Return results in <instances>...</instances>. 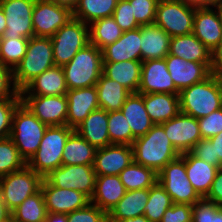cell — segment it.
<instances>
[{"instance_id":"obj_1","label":"cell","mask_w":222,"mask_h":222,"mask_svg":"<svg viewBox=\"0 0 222 222\" xmlns=\"http://www.w3.org/2000/svg\"><path fill=\"white\" fill-rule=\"evenodd\" d=\"M132 148L134 162L156 173L180 156L161 124H154L144 136L136 138Z\"/></svg>"},{"instance_id":"obj_2","label":"cell","mask_w":222,"mask_h":222,"mask_svg":"<svg viewBox=\"0 0 222 222\" xmlns=\"http://www.w3.org/2000/svg\"><path fill=\"white\" fill-rule=\"evenodd\" d=\"M180 112L196 119L222 107V77L211 74L204 81L179 92Z\"/></svg>"},{"instance_id":"obj_3","label":"cell","mask_w":222,"mask_h":222,"mask_svg":"<svg viewBox=\"0 0 222 222\" xmlns=\"http://www.w3.org/2000/svg\"><path fill=\"white\" fill-rule=\"evenodd\" d=\"M54 66L51 38L33 36L28 41L26 54L13 71L15 86L21 92L33 79Z\"/></svg>"},{"instance_id":"obj_4","label":"cell","mask_w":222,"mask_h":222,"mask_svg":"<svg viewBox=\"0 0 222 222\" xmlns=\"http://www.w3.org/2000/svg\"><path fill=\"white\" fill-rule=\"evenodd\" d=\"M47 127L22 102L14 110L10 138L26 163L38 150Z\"/></svg>"},{"instance_id":"obj_5","label":"cell","mask_w":222,"mask_h":222,"mask_svg":"<svg viewBox=\"0 0 222 222\" xmlns=\"http://www.w3.org/2000/svg\"><path fill=\"white\" fill-rule=\"evenodd\" d=\"M62 68L68 90L95 86L102 75V50L88 44Z\"/></svg>"},{"instance_id":"obj_6","label":"cell","mask_w":222,"mask_h":222,"mask_svg":"<svg viewBox=\"0 0 222 222\" xmlns=\"http://www.w3.org/2000/svg\"><path fill=\"white\" fill-rule=\"evenodd\" d=\"M74 131L67 125L48 126L38 150L27 162V166L43 178L60 167L64 146Z\"/></svg>"},{"instance_id":"obj_7","label":"cell","mask_w":222,"mask_h":222,"mask_svg":"<svg viewBox=\"0 0 222 222\" xmlns=\"http://www.w3.org/2000/svg\"><path fill=\"white\" fill-rule=\"evenodd\" d=\"M195 4L187 0H159L154 24L171 37L193 33Z\"/></svg>"},{"instance_id":"obj_8","label":"cell","mask_w":222,"mask_h":222,"mask_svg":"<svg viewBox=\"0 0 222 222\" xmlns=\"http://www.w3.org/2000/svg\"><path fill=\"white\" fill-rule=\"evenodd\" d=\"M51 43L55 66H63L90 44L89 25L71 18L51 37Z\"/></svg>"},{"instance_id":"obj_9","label":"cell","mask_w":222,"mask_h":222,"mask_svg":"<svg viewBox=\"0 0 222 222\" xmlns=\"http://www.w3.org/2000/svg\"><path fill=\"white\" fill-rule=\"evenodd\" d=\"M43 179L26 165L23 169L0 178V196L12 211L26 198L41 190Z\"/></svg>"},{"instance_id":"obj_10","label":"cell","mask_w":222,"mask_h":222,"mask_svg":"<svg viewBox=\"0 0 222 222\" xmlns=\"http://www.w3.org/2000/svg\"><path fill=\"white\" fill-rule=\"evenodd\" d=\"M158 182L175 204L193 205L202 197L187 178L185 160L180 155L168 162L158 173Z\"/></svg>"},{"instance_id":"obj_11","label":"cell","mask_w":222,"mask_h":222,"mask_svg":"<svg viewBox=\"0 0 222 222\" xmlns=\"http://www.w3.org/2000/svg\"><path fill=\"white\" fill-rule=\"evenodd\" d=\"M44 178L57 188L80 191L89 199L94 195L96 173L93 165H61Z\"/></svg>"},{"instance_id":"obj_12","label":"cell","mask_w":222,"mask_h":222,"mask_svg":"<svg viewBox=\"0 0 222 222\" xmlns=\"http://www.w3.org/2000/svg\"><path fill=\"white\" fill-rule=\"evenodd\" d=\"M36 0H0L6 16V29L2 37L30 39L34 36L33 7Z\"/></svg>"},{"instance_id":"obj_13","label":"cell","mask_w":222,"mask_h":222,"mask_svg":"<svg viewBox=\"0 0 222 222\" xmlns=\"http://www.w3.org/2000/svg\"><path fill=\"white\" fill-rule=\"evenodd\" d=\"M21 102L47 126L66 125L68 115L66 95H21Z\"/></svg>"},{"instance_id":"obj_14","label":"cell","mask_w":222,"mask_h":222,"mask_svg":"<svg viewBox=\"0 0 222 222\" xmlns=\"http://www.w3.org/2000/svg\"><path fill=\"white\" fill-rule=\"evenodd\" d=\"M71 18V11L51 0H36L32 15L34 36L51 38Z\"/></svg>"},{"instance_id":"obj_15","label":"cell","mask_w":222,"mask_h":222,"mask_svg":"<svg viewBox=\"0 0 222 222\" xmlns=\"http://www.w3.org/2000/svg\"><path fill=\"white\" fill-rule=\"evenodd\" d=\"M161 125L180 155L191 152L195 144L202 139L197 119L182 112Z\"/></svg>"},{"instance_id":"obj_16","label":"cell","mask_w":222,"mask_h":222,"mask_svg":"<svg viewBox=\"0 0 222 222\" xmlns=\"http://www.w3.org/2000/svg\"><path fill=\"white\" fill-rule=\"evenodd\" d=\"M193 34L213 51L222 39V6L195 5Z\"/></svg>"},{"instance_id":"obj_17","label":"cell","mask_w":222,"mask_h":222,"mask_svg":"<svg viewBox=\"0 0 222 222\" xmlns=\"http://www.w3.org/2000/svg\"><path fill=\"white\" fill-rule=\"evenodd\" d=\"M165 61L168 72L179 92L204 81L212 74L211 63L185 61L183 58L171 54L165 57Z\"/></svg>"},{"instance_id":"obj_18","label":"cell","mask_w":222,"mask_h":222,"mask_svg":"<svg viewBox=\"0 0 222 222\" xmlns=\"http://www.w3.org/2000/svg\"><path fill=\"white\" fill-rule=\"evenodd\" d=\"M138 93L179 94L168 72L165 58L145 60L142 62L141 82Z\"/></svg>"},{"instance_id":"obj_19","label":"cell","mask_w":222,"mask_h":222,"mask_svg":"<svg viewBox=\"0 0 222 222\" xmlns=\"http://www.w3.org/2000/svg\"><path fill=\"white\" fill-rule=\"evenodd\" d=\"M41 191L49 213L68 214L84 208L90 203V199L82 192L67 188H57L45 178L42 181Z\"/></svg>"},{"instance_id":"obj_20","label":"cell","mask_w":222,"mask_h":222,"mask_svg":"<svg viewBox=\"0 0 222 222\" xmlns=\"http://www.w3.org/2000/svg\"><path fill=\"white\" fill-rule=\"evenodd\" d=\"M133 161L132 146L110 144L96 150L93 167L96 176L119 175V173Z\"/></svg>"},{"instance_id":"obj_21","label":"cell","mask_w":222,"mask_h":222,"mask_svg":"<svg viewBox=\"0 0 222 222\" xmlns=\"http://www.w3.org/2000/svg\"><path fill=\"white\" fill-rule=\"evenodd\" d=\"M68 115L66 125L75 129L92 111L99 109L96 86L66 92Z\"/></svg>"},{"instance_id":"obj_22","label":"cell","mask_w":222,"mask_h":222,"mask_svg":"<svg viewBox=\"0 0 222 222\" xmlns=\"http://www.w3.org/2000/svg\"><path fill=\"white\" fill-rule=\"evenodd\" d=\"M103 62H121L141 60V29L140 27L123 32L113 44L102 49Z\"/></svg>"},{"instance_id":"obj_23","label":"cell","mask_w":222,"mask_h":222,"mask_svg":"<svg viewBox=\"0 0 222 222\" xmlns=\"http://www.w3.org/2000/svg\"><path fill=\"white\" fill-rule=\"evenodd\" d=\"M68 91L62 66H54L33 79L20 95L58 96Z\"/></svg>"},{"instance_id":"obj_24","label":"cell","mask_w":222,"mask_h":222,"mask_svg":"<svg viewBox=\"0 0 222 222\" xmlns=\"http://www.w3.org/2000/svg\"><path fill=\"white\" fill-rule=\"evenodd\" d=\"M75 131L96 149L111 144L108 133V112L104 109L92 111Z\"/></svg>"},{"instance_id":"obj_25","label":"cell","mask_w":222,"mask_h":222,"mask_svg":"<svg viewBox=\"0 0 222 222\" xmlns=\"http://www.w3.org/2000/svg\"><path fill=\"white\" fill-rule=\"evenodd\" d=\"M141 61L163 59L169 54L171 36L155 24L141 25Z\"/></svg>"},{"instance_id":"obj_26","label":"cell","mask_w":222,"mask_h":222,"mask_svg":"<svg viewBox=\"0 0 222 222\" xmlns=\"http://www.w3.org/2000/svg\"><path fill=\"white\" fill-rule=\"evenodd\" d=\"M125 192L119 175L96 176L95 191L90 202L108 214Z\"/></svg>"},{"instance_id":"obj_27","label":"cell","mask_w":222,"mask_h":222,"mask_svg":"<svg viewBox=\"0 0 222 222\" xmlns=\"http://www.w3.org/2000/svg\"><path fill=\"white\" fill-rule=\"evenodd\" d=\"M185 160L187 178L201 197H205L214 181L218 168L211 165L191 152L181 154Z\"/></svg>"},{"instance_id":"obj_28","label":"cell","mask_w":222,"mask_h":222,"mask_svg":"<svg viewBox=\"0 0 222 222\" xmlns=\"http://www.w3.org/2000/svg\"><path fill=\"white\" fill-rule=\"evenodd\" d=\"M141 60L103 62L102 74L137 93L141 82Z\"/></svg>"},{"instance_id":"obj_29","label":"cell","mask_w":222,"mask_h":222,"mask_svg":"<svg viewBox=\"0 0 222 222\" xmlns=\"http://www.w3.org/2000/svg\"><path fill=\"white\" fill-rule=\"evenodd\" d=\"M146 112L154 124H162L180 113L179 94H144Z\"/></svg>"},{"instance_id":"obj_30","label":"cell","mask_w":222,"mask_h":222,"mask_svg":"<svg viewBox=\"0 0 222 222\" xmlns=\"http://www.w3.org/2000/svg\"><path fill=\"white\" fill-rule=\"evenodd\" d=\"M133 134L136 138L144 136L154 125L144 104V94L131 93L121 108Z\"/></svg>"},{"instance_id":"obj_31","label":"cell","mask_w":222,"mask_h":222,"mask_svg":"<svg viewBox=\"0 0 222 222\" xmlns=\"http://www.w3.org/2000/svg\"><path fill=\"white\" fill-rule=\"evenodd\" d=\"M169 54L185 61L211 63V51L193 33L171 37Z\"/></svg>"},{"instance_id":"obj_32","label":"cell","mask_w":222,"mask_h":222,"mask_svg":"<svg viewBox=\"0 0 222 222\" xmlns=\"http://www.w3.org/2000/svg\"><path fill=\"white\" fill-rule=\"evenodd\" d=\"M148 197L149 188L126 191L124 196L107 214V220H124L144 215Z\"/></svg>"},{"instance_id":"obj_33","label":"cell","mask_w":222,"mask_h":222,"mask_svg":"<svg viewBox=\"0 0 222 222\" xmlns=\"http://www.w3.org/2000/svg\"><path fill=\"white\" fill-rule=\"evenodd\" d=\"M95 86L98 93L99 107L107 112L121 110L132 93L117 81L111 80L103 74Z\"/></svg>"},{"instance_id":"obj_34","label":"cell","mask_w":222,"mask_h":222,"mask_svg":"<svg viewBox=\"0 0 222 222\" xmlns=\"http://www.w3.org/2000/svg\"><path fill=\"white\" fill-rule=\"evenodd\" d=\"M96 150L74 131L64 146L62 165H94Z\"/></svg>"},{"instance_id":"obj_35","label":"cell","mask_w":222,"mask_h":222,"mask_svg":"<svg viewBox=\"0 0 222 222\" xmlns=\"http://www.w3.org/2000/svg\"><path fill=\"white\" fill-rule=\"evenodd\" d=\"M126 191L148 189L158 181L157 173L134 161L119 173Z\"/></svg>"},{"instance_id":"obj_36","label":"cell","mask_w":222,"mask_h":222,"mask_svg":"<svg viewBox=\"0 0 222 222\" xmlns=\"http://www.w3.org/2000/svg\"><path fill=\"white\" fill-rule=\"evenodd\" d=\"M117 3L118 0H79L72 16L89 25L98 19L113 16Z\"/></svg>"},{"instance_id":"obj_37","label":"cell","mask_w":222,"mask_h":222,"mask_svg":"<svg viewBox=\"0 0 222 222\" xmlns=\"http://www.w3.org/2000/svg\"><path fill=\"white\" fill-rule=\"evenodd\" d=\"M123 32L113 16L98 19L89 24L90 44L102 50L117 41Z\"/></svg>"},{"instance_id":"obj_38","label":"cell","mask_w":222,"mask_h":222,"mask_svg":"<svg viewBox=\"0 0 222 222\" xmlns=\"http://www.w3.org/2000/svg\"><path fill=\"white\" fill-rule=\"evenodd\" d=\"M48 211L42 191L26 198L11 211L12 222H45Z\"/></svg>"},{"instance_id":"obj_39","label":"cell","mask_w":222,"mask_h":222,"mask_svg":"<svg viewBox=\"0 0 222 222\" xmlns=\"http://www.w3.org/2000/svg\"><path fill=\"white\" fill-rule=\"evenodd\" d=\"M173 204L170 195L157 181L149 188V197L144 208V216L150 222H160L166 210Z\"/></svg>"},{"instance_id":"obj_40","label":"cell","mask_w":222,"mask_h":222,"mask_svg":"<svg viewBox=\"0 0 222 222\" xmlns=\"http://www.w3.org/2000/svg\"><path fill=\"white\" fill-rule=\"evenodd\" d=\"M2 38L0 62L14 71L26 54L29 39L19 37Z\"/></svg>"},{"instance_id":"obj_41","label":"cell","mask_w":222,"mask_h":222,"mask_svg":"<svg viewBox=\"0 0 222 222\" xmlns=\"http://www.w3.org/2000/svg\"><path fill=\"white\" fill-rule=\"evenodd\" d=\"M27 165L10 137L0 139V178Z\"/></svg>"},{"instance_id":"obj_42","label":"cell","mask_w":222,"mask_h":222,"mask_svg":"<svg viewBox=\"0 0 222 222\" xmlns=\"http://www.w3.org/2000/svg\"><path fill=\"white\" fill-rule=\"evenodd\" d=\"M108 133L111 144H133V134L122 111L108 112Z\"/></svg>"},{"instance_id":"obj_43","label":"cell","mask_w":222,"mask_h":222,"mask_svg":"<svg viewBox=\"0 0 222 222\" xmlns=\"http://www.w3.org/2000/svg\"><path fill=\"white\" fill-rule=\"evenodd\" d=\"M132 6L136 22L141 25H151L155 22L156 7L159 0H127Z\"/></svg>"},{"instance_id":"obj_44","label":"cell","mask_w":222,"mask_h":222,"mask_svg":"<svg viewBox=\"0 0 222 222\" xmlns=\"http://www.w3.org/2000/svg\"><path fill=\"white\" fill-rule=\"evenodd\" d=\"M67 222H107V214L90 202L84 208L68 213Z\"/></svg>"},{"instance_id":"obj_45","label":"cell","mask_w":222,"mask_h":222,"mask_svg":"<svg viewBox=\"0 0 222 222\" xmlns=\"http://www.w3.org/2000/svg\"><path fill=\"white\" fill-rule=\"evenodd\" d=\"M113 18L124 32L140 27L133 15L132 6L127 0H118Z\"/></svg>"},{"instance_id":"obj_46","label":"cell","mask_w":222,"mask_h":222,"mask_svg":"<svg viewBox=\"0 0 222 222\" xmlns=\"http://www.w3.org/2000/svg\"><path fill=\"white\" fill-rule=\"evenodd\" d=\"M21 99L0 100V139L10 137L12 116Z\"/></svg>"},{"instance_id":"obj_47","label":"cell","mask_w":222,"mask_h":222,"mask_svg":"<svg viewBox=\"0 0 222 222\" xmlns=\"http://www.w3.org/2000/svg\"><path fill=\"white\" fill-rule=\"evenodd\" d=\"M202 138H211L222 132V107L208 116L197 119Z\"/></svg>"},{"instance_id":"obj_48","label":"cell","mask_w":222,"mask_h":222,"mask_svg":"<svg viewBox=\"0 0 222 222\" xmlns=\"http://www.w3.org/2000/svg\"><path fill=\"white\" fill-rule=\"evenodd\" d=\"M2 99H21V95L15 86L13 71L0 62V100Z\"/></svg>"},{"instance_id":"obj_49","label":"cell","mask_w":222,"mask_h":222,"mask_svg":"<svg viewBox=\"0 0 222 222\" xmlns=\"http://www.w3.org/2000/svg\"><path fill=\"white\" fill-rule=\"evenodd\" d=\"M160 222H192V205L174 203L166 210Z\"/></svg>"},{"instance_id":"obj_50","label":"cell","mask_w":222,"mask_h":222,"mask_svg":"<svg viewBox=\"0 0 222 222\" xmlns=\"http://www.w3.org/2000/svg\"><path fill=\"white\" fill-rule=\"evenodd\" d=\"M218 206L215 202L202 197L192 205V222H212V211Z\"/></svg>"},{"instance_id":"obj_51","label":"cell","mask_w":222,"mask_h":222,"mask_svg":"<svg viewBox=\"0 0 222 222\" xmlns=\"http://www.w3.org/2000/svg\"><path fill=\"white\" fill-rule=\"evenodd\" d=\"M191 153L197 158L214 165L213 143L210 139L202 138L199 140L191 150Z\"/></svg>"},{"instance_id":"obj_52","label":"cell","mask_w":222,"mask_h":222,"mask_svg":"<svg viewBox=\"0 0 222 222\" xmlns=\"http://www.w3.org/2000/svg\"><path fill=\"white\" fill-rule=\"evenodd\" d=\"M204 198L222 206V167L218 168L211 188Z\"/></svg>"},{"instance_id":"obj_53","label":"cell","mask_w":222,"mask_h":222,"mask_svg":"<svg viewBox=\"0 0 222 222\" xmlns=\"http://www.w3.org/2000/svg\"><path fill=\"white\" fill-rule=\"evenodd\" d=\"M211 73L222 77V39L218 46L211 51Z\"/></svg>"},{"instance_id":"obj_54","label":"cell","mask_w":222,"mask_h":222,"mask_svg":"<svg viewBox=\"0 0 222 222\" xmlns=\"http://www.w3.org/2000/svg\"><path fill=\"white\" fill-rule=\"evenodd\" d=\"M209 139L213 143L214 166L220 168L222 167V132Z\"/></svg>"},{"instance_id":"obj_55","label":"cell","mask_w":222,"mask_h":222,"mask_svg":"<svg viewBox=\"0 0 222 222\" xmlns=\"http://www.w3.org/2000/svg\"><path fill=\"white\" fill-rule=\"evenodd\" d=\"M56 3L58 6L68 9L73 13L75 8L78 5L79 0H51Z\"/></svg>"},{"instance_id":"obj_56","label":"cell","mask_w":222,"mask_h":222,"mask_svg":"<svg viewBox=\"0 0 222 222\" xmlns=\"http://www.w3.org/2000/svg\"><path fill=\"white\" fill-rule=\"evenodd\" d=\"M12 221L11 211L7 208L6 204L3 202L0 196V222Z\"/></svg>"},{"instance_id":"obj_57","label":"cell","mask_w":222,"mask_h":222,"mask_svg":"<svg viewBox=\"0 0 222 222\" xmlns=\"http://www.w3.org/2000/svg\"><path fill=\"white\" fill-rule=\"evenodd\" d=\"M45 222H67V214L48 212Z\"/></svg>"},{"instance_id":"obj_58","label":"cell","mask_w":222,"mask_h":222,"mask_svg":"<svg viewBox=\"0 0 222 222\" xmlns=\"http://www.w3.org/2000/svg\"><path fill=\"white\" fill-rule=\"evenodd\" d=\"M107 222H150L144 215L124 220H107Z\"/></svg>"},{"instance_id":"obj_59","label":"cell","mask_w":222,"mask_h":222,"mask_svg":"<svg viewBox=\"0 0 222 222\" xmlns=\"http://www.w3.org/2000/svg\"><path fill=\"white\" fill-rule=\"evenodd\" d=\"M197 6H222V0H197Z\"/></svg>"},{"instance_id":"obj_60","label":"cell","mask_w":222,"mask_h":222,"mask_svg":"<svg viewBox=\"0 0 222 222\" xmlns=\"http://www.w3.org/2000/svg\"><path fill=\"white\" fill-rule=\"evenodd\" d=\"M212 222H222V206H218L212 211Z\"/></svg>"},{"instance_id":"obj_61","label":"cell","mask_w":222,"mask_h":222,"mask_svg":"<svg viewBox=\"0 0 222 222\" xmlns=\"http://www.w3.org/2000/svg\"><path fill=\"white\" fill-rule=\"evenodd\" d=\"M6 29V16L0 7V35L2 36Z\"/></svg>"},{"instance_id":"obj_62","label":"cell","mask_w":222,"mask_h":222,"mask_svg":"<svg viewBox=\"0 0 222 222\" xmlns=\"http://www.w3.org/2000/svg\"><path fill=\"white\" fill-rule=\"evenodd\" d=\"M187 1H190L197 6V0H187Z\"/></svg>"},{"instance_id":"obj_63","label":"cell","mask_w":222,"mask_h":222,"mask_svg":"<svg viewBox=\"0 0 222 222\" xmlns=\"http://www.w3.org/2000/svg\"><path fill=\"white\" fill-rule=\"evenodd\" d=\"M2 36L0 35V47H1V43H2Z\"/></svg>"}]
</instances>
